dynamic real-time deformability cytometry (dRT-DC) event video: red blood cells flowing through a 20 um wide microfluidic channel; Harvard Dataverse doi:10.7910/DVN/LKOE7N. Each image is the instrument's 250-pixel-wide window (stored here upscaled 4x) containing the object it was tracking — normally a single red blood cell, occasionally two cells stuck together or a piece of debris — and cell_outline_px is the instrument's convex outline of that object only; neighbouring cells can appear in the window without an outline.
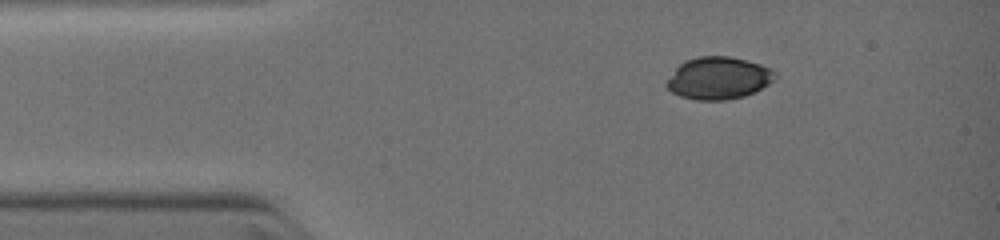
{"species": "common noctule bat (a hibernating species)", "species_latin": "Nyctalus noctula", "temperature_condition": "warm", "stored_images_in_passage": 4, "camera_frame_rate_fps": 3000, "um_per_image_px": 0.085, "animal": {"sex": "female", "body_mass_g": 19.0, "forearm_length_mm": 51.5}, "frame": {"image": 1, "passage_image": 1, "time_ms": 0.0, "image_size_px": [1000, 240], "cell_outline_px": [[776, 76], [768, 84], [756, 92], [744, 96], [728, 100], [696, 100], [680, 96], [672, 92], [664, 84], [676, 68], [684, 60], [696, 56], [732, 56], [748, 60], [760, 64], [776, 72]], "centroid_in_image_um": [61.06, 6.63], "position_along_channel_um": 23.9, "area_um2": 26.88}}
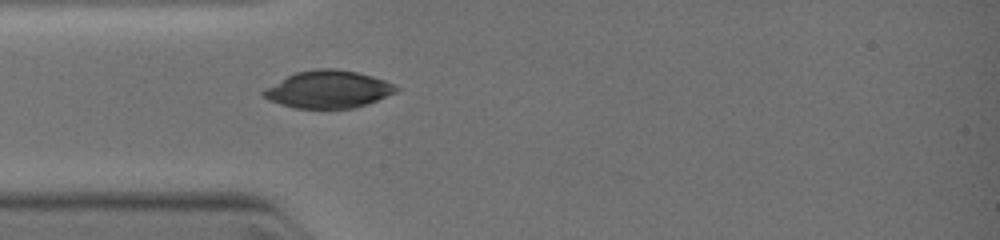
{"frame": {"image": 2, "passage_image": 4, "time_ms": 1.667, "image_size_px": [1000, 240], "cell_outline_px": [[400, 88], [396, 92], [368, 104], [352, 108], [296, 108], [280, 104], [268, 100], [260, 96], [260, 92], [264, 88], [296, 72], [316, 68], [336, 68], [356, 72], [372, 76], [396, 84]], "centroid_in_image_um": [27.89, 7.59], "position_along_channel_um": 57.1, "area_um2": 29.07}}